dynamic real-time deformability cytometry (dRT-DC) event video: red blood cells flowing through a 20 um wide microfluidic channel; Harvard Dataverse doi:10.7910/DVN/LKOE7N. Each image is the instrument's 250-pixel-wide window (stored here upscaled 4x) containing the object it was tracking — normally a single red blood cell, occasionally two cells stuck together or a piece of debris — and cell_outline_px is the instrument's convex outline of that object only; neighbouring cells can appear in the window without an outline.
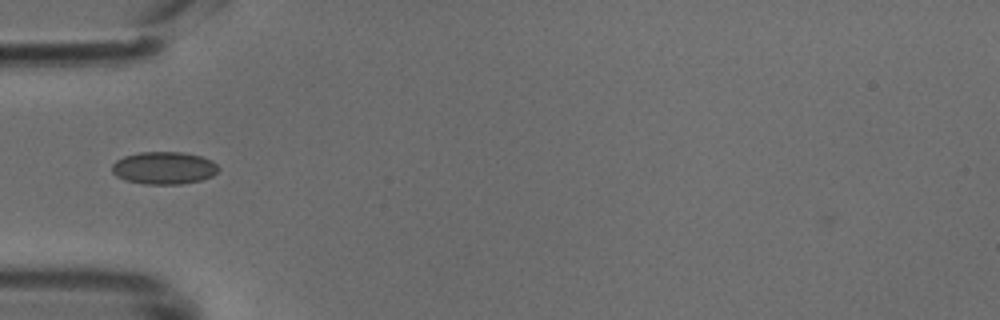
{"species": "common noctule bat (a hibernating species)", "species_latin": "Nyctalus noctula", "temperature_condition": "cold", "stored_images_in_passage": 23, "camera_frame_rate_fps": 3000, "um_per_image_px": 0.085, "animal": {"sex": "male", "body_mass_g": 18.8}, "frame": {"image": 1, "passage_image": 1, "time_ms": 0.0, "image_size_px": [1000, 320], "cell_outline_px": [[220, 168], [212, 176], [200, 180], [180, 184], [144, 184], [124, 180], [116, 176], [112, 172], [112, 164], [116, 160], [124, 156], [140, 152], [184, 152], [200, 156], [212, 160]], "centroid_in_image_um": [13.92, 14.27], "position_along_channel_um": 71.1, "area_um2": 20.23}}
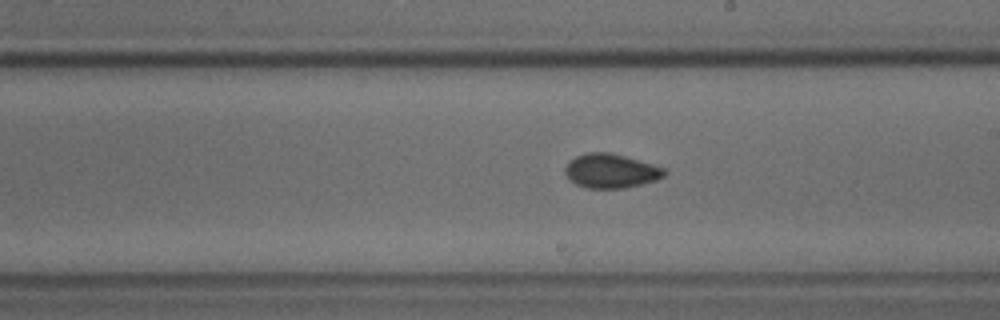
{"frame": {"image": 2, "passage_image": 13, "time_ms": 4.0, "image_size_px": [1000, 320], "cell_outline_px": [[668, 172], [664, 176], [656, 180], [624, 188], [588, 188], [576, 184], [564, 172], [564, 168], [576, 156], [588, 152], [608, 152], [624, 156], [652, 164], [664, 168]], "centroid_in_image_um": [51.94, 14.53], "position_along_channel_um": 237.1, "area_um2": 19.48}}
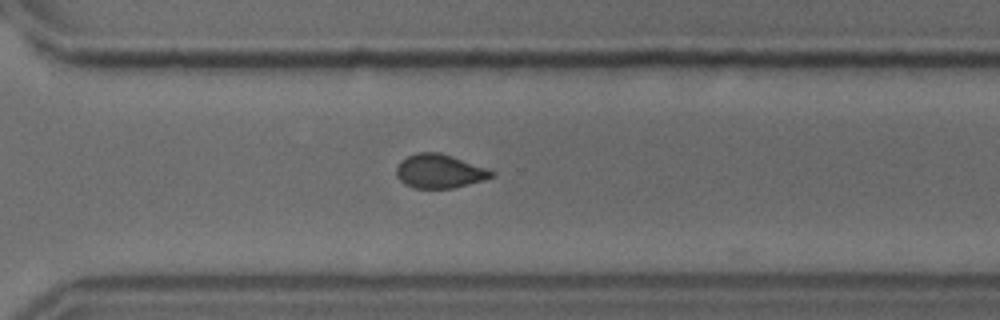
{"frame": {"image": 3, "passage_image": 20, "time_ms": 6.333, "image_size_px": [1000, 320], "cell_outline_px": [[496, 176], [484, 180], [452, 188], [416, 188], [404, 184], [396, 176], [396, 168], [400, 160], [416, 152], [440, 152], [496, 172]], "centroid_in_image_um": [37.33, 14.55], "position_along_channel_um": 333.3, "area_um2": 18.73}}